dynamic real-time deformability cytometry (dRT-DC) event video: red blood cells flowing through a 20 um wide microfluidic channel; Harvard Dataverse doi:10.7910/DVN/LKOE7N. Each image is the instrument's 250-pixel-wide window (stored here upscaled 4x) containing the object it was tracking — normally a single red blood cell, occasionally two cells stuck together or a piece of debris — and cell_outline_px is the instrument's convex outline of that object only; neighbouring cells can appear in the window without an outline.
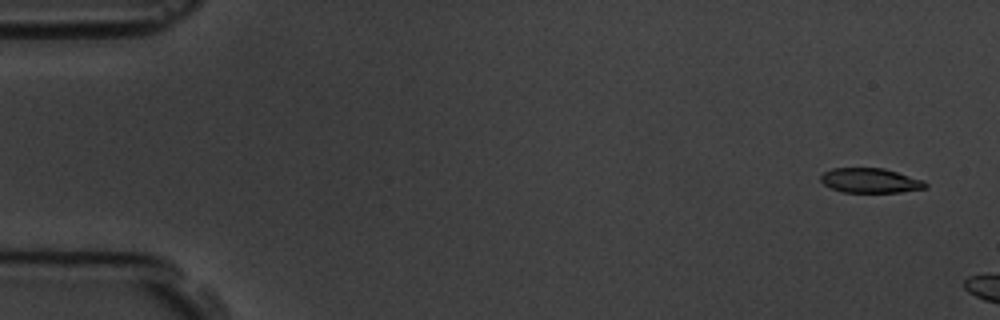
{"species": "common noctule bat (a hibernating species)", "species_latin": "Nyctalus noctula", "temperature_condition": "room temperature", "stored_images_in_passage": 3, "camera_frame_rate_fps": 3000, "um_per_image_px": 0.085, "animal": {"sex": "male", "body_mass_g": 19.5, "forearm_length_mm": 54.6}, "frame": {"image": 1, "passage_image": 1, "time_ms": 0.0, "image_size_px": [1000, 320], "cell_outline_px": [[928, 188], [900, 192], [844, 192], [832, 188], [824, 184], [820, 180], [820, 176], [824, 172], [832, 168], [884, 168], [924, 180], [928, 184]], "centroid_in_image_um": [74.01, 15.34], "position_along_channel_um": 11.0, "area_um2": 15.09}}